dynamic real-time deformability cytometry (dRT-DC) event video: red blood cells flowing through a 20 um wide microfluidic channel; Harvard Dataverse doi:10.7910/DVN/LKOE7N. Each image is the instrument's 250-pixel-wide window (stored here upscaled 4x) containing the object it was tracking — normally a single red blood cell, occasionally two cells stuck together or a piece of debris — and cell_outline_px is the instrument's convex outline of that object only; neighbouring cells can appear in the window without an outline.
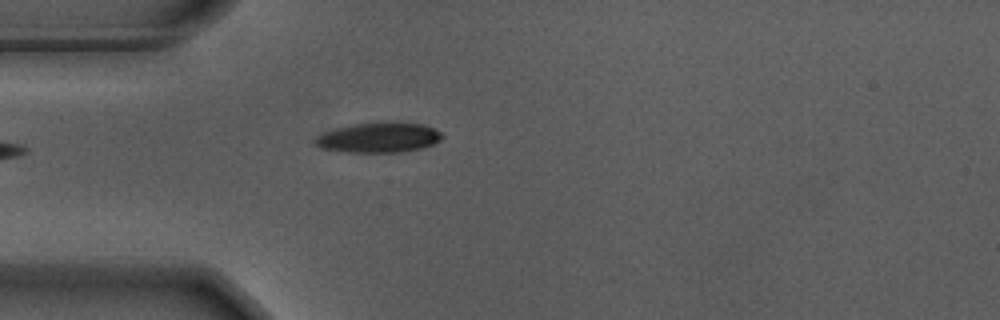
{"species": "Egyptian fruit bat (a non-hibernating species)", "species_latin": "Rousettus aegyptiacus", "temperature_condition": "warm", "stored_images_in_passage": 8, "camera_frame_rate_fps": 3000, "um_per_image_px": 0.085, "animal": {"sex": "male"}, "frame": {"image": 1, "passage_image": 1, "time_ms": 0.0, "image_size_px": [1000, 320], "cell_outline_px": [[444, 136], [440, 140], [432, 144], [420, 148], [400, 152], [348, 152], [324, 148], [316, 144], [316, 136], [324, 132], [336, 128], [352, 124], [424, 124], [440, 132]], "centroid_in_image_um": [32.19, 11.71], "position_along_channel_um": 52.8, "area_um2": 21.33}}